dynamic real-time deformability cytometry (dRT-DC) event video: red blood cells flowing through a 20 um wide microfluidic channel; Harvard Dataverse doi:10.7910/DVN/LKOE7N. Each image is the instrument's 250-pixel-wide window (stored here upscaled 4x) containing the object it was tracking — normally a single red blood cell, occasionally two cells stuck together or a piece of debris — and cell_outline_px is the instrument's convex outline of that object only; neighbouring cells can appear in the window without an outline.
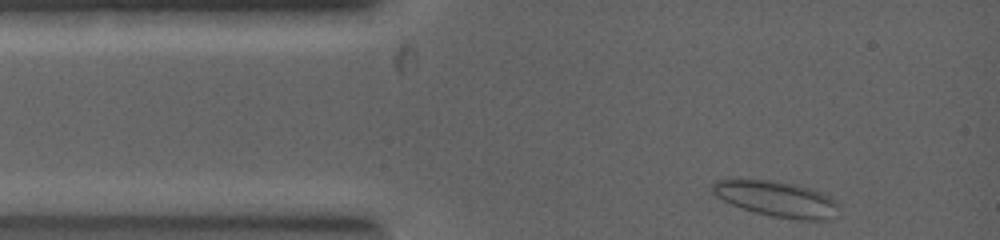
{"species": "common noctule bat (a hibernating species)", "species_latin": "Nyctalus noctula", "temperature_condition": "warm", "stored_images_in_passage": 4, "camera_frame_rate_fps": 5000, "um_per_image_px": 0.085, "animal": {"sex": "female", "body_mass_g": 19.0, "forearm_length_mm": 53.3}, "frame": {"image": 1, "passage_image": 1, "time_ms": 0.0, "image_size_px": [1000, 240], "cell_outline_px": [[836, 216], [832, 220], [796, 220], [772, 216], [756, 212], [732, 204], [716, 196], [712, 192], [712, 184], [716, 180], [772, 180], [796, 184], [812, 188], [836, 200]], "centroid_in_image_um": [66.05, 16.91], "position_along_channel_um": 18.9, "area_um2": 26.07}}